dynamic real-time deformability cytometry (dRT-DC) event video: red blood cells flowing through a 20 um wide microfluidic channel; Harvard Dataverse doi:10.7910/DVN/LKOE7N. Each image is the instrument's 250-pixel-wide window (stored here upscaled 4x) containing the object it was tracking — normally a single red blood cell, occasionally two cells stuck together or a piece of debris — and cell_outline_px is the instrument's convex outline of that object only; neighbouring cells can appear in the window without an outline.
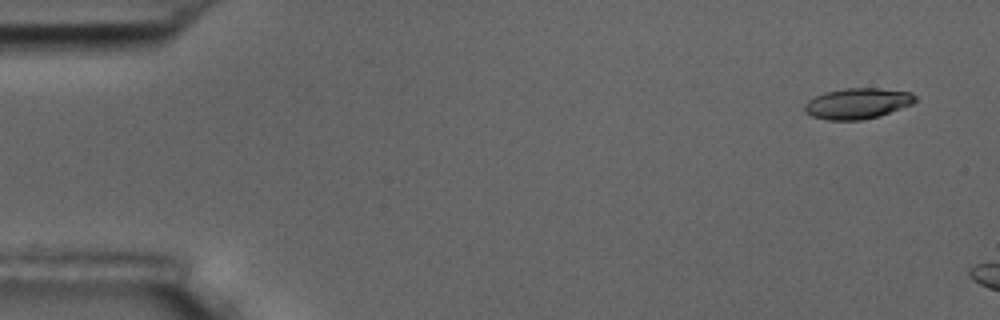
{"species": "common noctule bat (a hibernating species)", "species_latin": "Nyctalus noctula", "temperature_condition": "room temperature", "stored_images_in_passage": 3, "camera_frame_rate_fps": 3000, "um_per_image_px": 0.085, "animal": {"sex": "male", "body_mass_g": 17.5, "forearm_length_mm": 52.3}, "frame": {"image": 1, "passage_image": 1, "time_ms": 0.0, "image_size_px": [1000, 320], "cell_outline_px": [[916, 100], [912, 104], [880, 116], [860, 120], [828, 120], [812, 116], [804, 112], [804, 104], [808, 100], [824, 92], [848, 88], [876, 88], [912, 92], [916, 96]], "centroid_in_image_um": [72.88, 8.8], "position_along_channel_um": 12.1, "area_um2": 19.83}}